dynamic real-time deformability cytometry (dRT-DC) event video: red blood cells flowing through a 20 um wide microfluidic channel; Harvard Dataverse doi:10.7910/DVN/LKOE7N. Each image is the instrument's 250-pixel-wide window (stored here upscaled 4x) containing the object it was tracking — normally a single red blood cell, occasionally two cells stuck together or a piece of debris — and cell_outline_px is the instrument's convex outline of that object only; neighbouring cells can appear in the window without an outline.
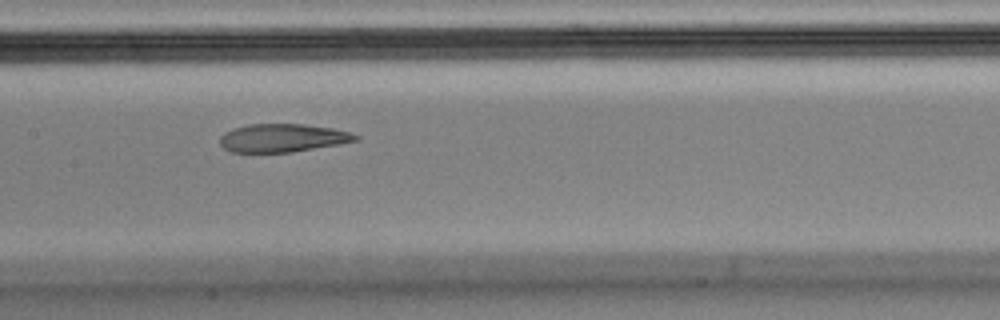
{"species": "Egyptian fruit bat (a non-hibernating species)", "species_latin": "Rousettus aegyptiacus", "temperature_condition": "cold", "stored_images_in_passage": 9, "camera_frame_rate_fps": 3000, "um_per_image_px": 0.085, "animal": {"sex": "male"}, "frame": {"image": 1, "passage_image": 6, "time_ms": 1.667, "image_size_px": [1000, 320], "cell_outline_px": [[360, 140], [340, 144], [292, 152], [232, 152], [224, 148], [220, 144], [220, 136], [224, 132], [232, 128], [248, 124], [304, 124], [332, 128], [348, 132], [360, 136]], "centroid_in_image_um": [24.02, 11.72], "position_along_channel_um": 183.4, "area_um2": 22.37}}
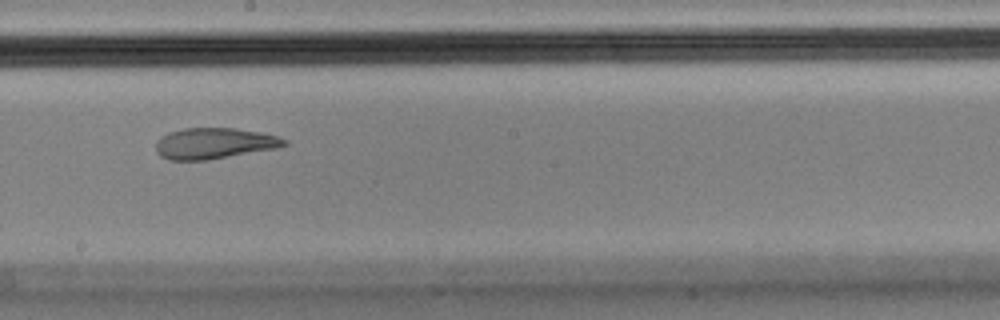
{"frame": {"image": 2, "passage_image": 7, "time_ms": 2.0, "image_size_px": [1000, 320], "cell_outline_px": [[288, 144], [276, 148], [208, 160], [168, 160], [160, 156], [156, 152], [156, 140], [160, 136], [168, 132], [184, 128], [236, 128], [264, 132], [288, 140]], "centroid_in_image_um": [18.19, 12.18], "position_along_channel_um": 230.0, "area_um2": 23.41}}